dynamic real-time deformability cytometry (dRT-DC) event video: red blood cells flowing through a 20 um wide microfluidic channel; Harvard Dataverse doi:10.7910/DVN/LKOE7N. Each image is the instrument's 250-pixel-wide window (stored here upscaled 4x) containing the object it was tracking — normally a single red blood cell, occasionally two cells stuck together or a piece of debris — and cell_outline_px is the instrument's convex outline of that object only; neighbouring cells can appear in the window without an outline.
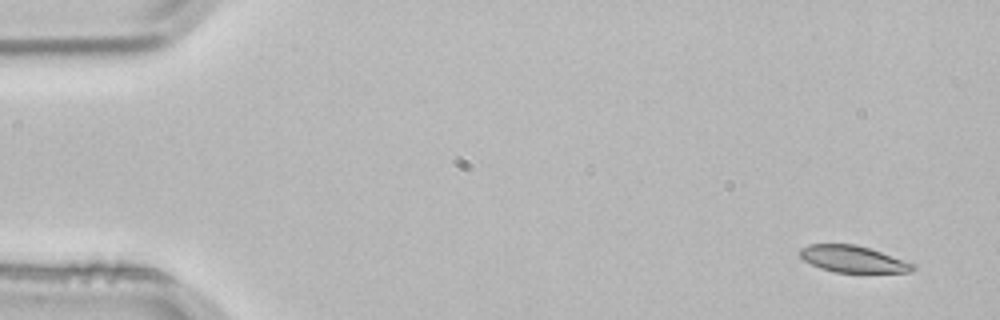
{"species": "common noctule bat (a hibernating species)", "species_latin": "Nyctalus noctula", "temperature_condition": "room temperature", "stored_images_in_passage": 3, "camera_frame_rate_fps": 3000, "um_per_image_px": 0.085, "animal": {"sex": "male", "body_mass_g": 21.5, "forearm_length_mm": 52.0}, "frame": {"image": 1, "passage_image": 1, "time_ms": 0.0, "image_size_px": [1000, 320], "cell_outline_px": [[916, 268], [908, 272], [836, 272], [820, 268], [804, 260], [800, 256], [800, 248], [808, 244], [856, 244], [916, 264]], "centroid_in_image_um": [72.49, 22.01], "position_along_channel_um": 12.5, "area_um2": 17.34}}
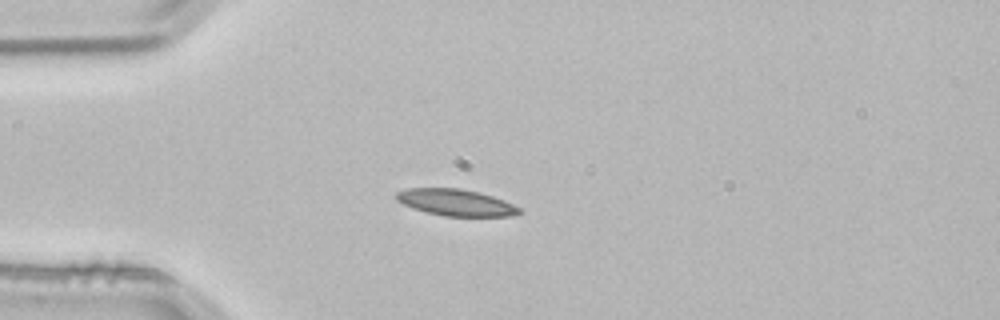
{"frame": {"image": 2, "passage_image": 3, "time_ms": 0.667, "image_size_px": [1000, 320], "cell_outline_px": [[524, 212], [512, 216], [444, 216], [412, 208], [396, 200], [396, 192], [408, 188], [460, 188], [480, 192], [504, 200], [520, 208]], "centroid_in_image_um": [38.77, 17.21], "position_along_channel_um": 46.2, "area_um2": 19.07}}